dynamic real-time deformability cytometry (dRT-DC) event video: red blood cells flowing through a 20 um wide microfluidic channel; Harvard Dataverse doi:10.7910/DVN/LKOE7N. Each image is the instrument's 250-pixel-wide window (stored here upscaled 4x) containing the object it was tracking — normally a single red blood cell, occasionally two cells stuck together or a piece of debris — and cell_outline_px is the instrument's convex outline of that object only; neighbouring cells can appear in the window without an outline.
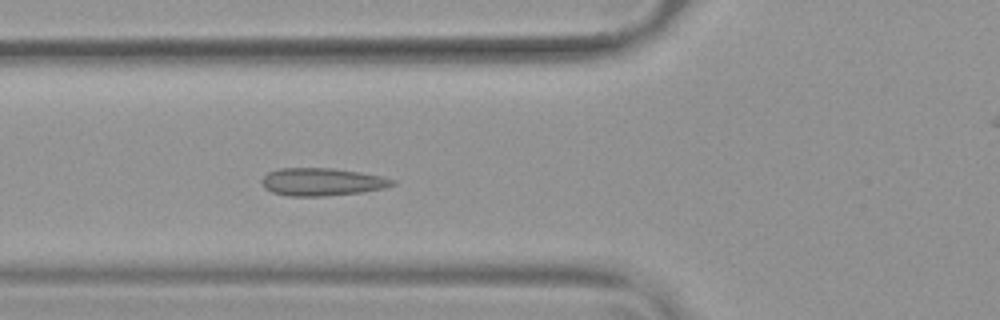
{"species": "common noctule bat (a hibernating species)", "species_latin": "Nyctalus noctula", "temperature_condition": "warm", "stored_images_in_passage": 39, "camera_frame_rate_fps": 3000, "um_per_image_px": 0.085, "animal": {"sex": "female", "body_mass_g": 19.9}, "frame": {"image": 1, "passage_image": 5, "time_ms": 1.333, "image_size_px": [1000, 320], "cell_outline_px": [[396, 184], [384, 188], [364, 192], [324, 196], [288, 196], [272, 192], [264, 188], [260, 180], [268, 172], [280, 168], [336, 168], [360, 172], [380, 176], [396, 180]], "centroid_in_image_um": [27.37, 15.46], "position_along_channel_um": 98.4, "area_um2": 21.27}}
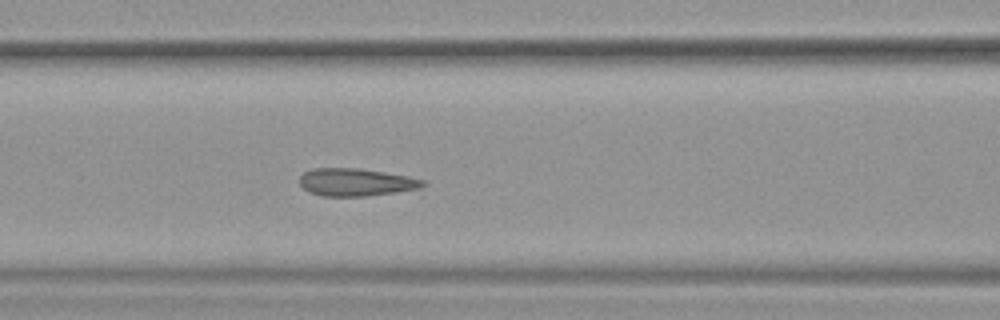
{"frame": {"image": 2, "passage_image": 8, "time_ms": 2.333, "image_size_px": [1000, 320], "cell_outline_px": [[428, 184], [420, 188], [396, 192], [364, 196], [324, 196], [308, 192], [300, 184], [300, 176], [304, 172], [312, 168], [360, 168], [408, 176], [424, 180]], "centroid_in_image_um": [30.26, 15.48], "position_along_channel_um": 136.3, "area_um2": 19.88}}
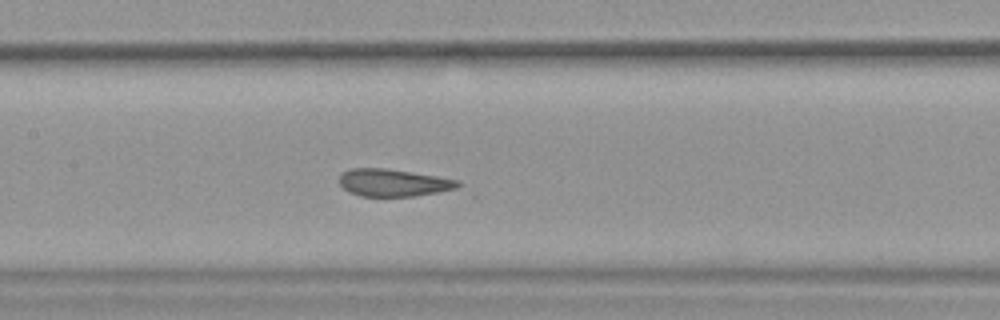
{"frame": {"image": 3, "passage_image": 11, "time_ms": 3.333, "image_size_px": [1000, 320], "cell_outline_px": [[460, 184], [456, 188], [436, 192], [412, 196], [360, 196], [348, 192], [340, 184], [340, 172], [348, 168], [384, 168], [436, 176], [460, 180]], "centroid_in_image_um": [33.37, 15.52], "position_along_channel_um": 174.0, "area_um2": 18.79}, "authors_computed_cell_mechanics": {"area_um2": 19.7098, "velocity_mm_per_s": 3.7707, "shape_relaxation_time_tau1_ms": null, "shape_relaxation_time_tau2_ms": 1.0228, "deformation_change_tau1": null, "deformation_change_tau2": 0.0558}}